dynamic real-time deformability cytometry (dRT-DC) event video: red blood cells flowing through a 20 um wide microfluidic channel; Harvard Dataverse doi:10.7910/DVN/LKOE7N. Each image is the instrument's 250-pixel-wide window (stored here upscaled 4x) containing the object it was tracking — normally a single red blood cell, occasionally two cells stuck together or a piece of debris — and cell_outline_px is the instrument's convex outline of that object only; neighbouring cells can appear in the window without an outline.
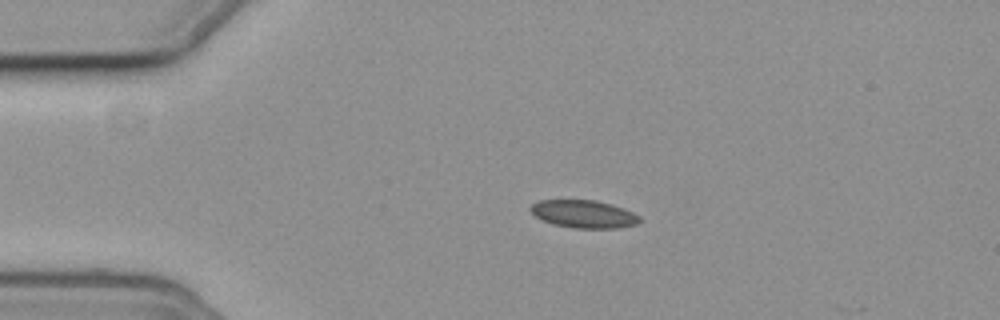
{"species": "common noctule bat (a hibernating species)", "species_latin": "Nyctalus noctula", "temperature_condition": "cold", "stored_images_in_passage": 4, "camera_frame_rate_fps": 3000, "um_per_image_px": 0.085, "animal": {"sex": "female", "body_mass_g": 19.3, "forearm_length_mm": 54.1}, "frame": {"image": 1, "passage_image": 1, "time_ms": 0.0, "image_size_px": [1000, 320], "cell_outline_px": [[640, 220], [636, 224], [620, 228], [572, 228], [552, 224], [536, 216], [528, 208], [532, 204], [540, 200], [596, 200], [612, 204], [624, 208], [640, 216]], "centroid_in_image_um": [49.63, 18.19], "position_along_channel_um": 35.4, "area_um2": 17.69}}